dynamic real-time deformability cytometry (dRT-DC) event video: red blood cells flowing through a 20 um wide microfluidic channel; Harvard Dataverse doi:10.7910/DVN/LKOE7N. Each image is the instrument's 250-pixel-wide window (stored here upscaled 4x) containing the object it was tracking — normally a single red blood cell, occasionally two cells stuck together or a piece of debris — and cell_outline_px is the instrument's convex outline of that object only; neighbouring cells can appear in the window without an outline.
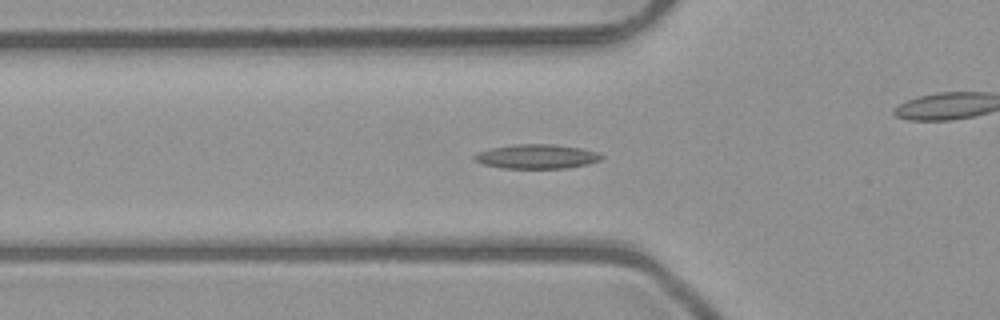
{"species": "common noctule bat (a hibernating species)", "species_latin": "Nyctalus noctula", "temperature_condition": "room temperature", "stored_images_in_passage": 54, "camera_frame_rate_fps": 3000, "um_per_image_px": 0.085, "animal": {"sex": "male", "body_mass_g": 23.1, "forearm_length_mm": 52.7}, "frame": {"image": 1, "passage_image": 19, "time_ms": 6.0, "image_size_px": [1000, 320], "cell_outline_px": [[604, 156], [600, 160], [588, 164], [568, 168], [504, 168], [484, 164], [472, 160], [472, 156], [480, 152], [492, 148], [516, 144], [552, 144], [580, 148], [596, 152]], "centroid_in_image_um": [45.62, 13.3], "position_along_channel_um": 80.2, "area_um2": 17.86}}
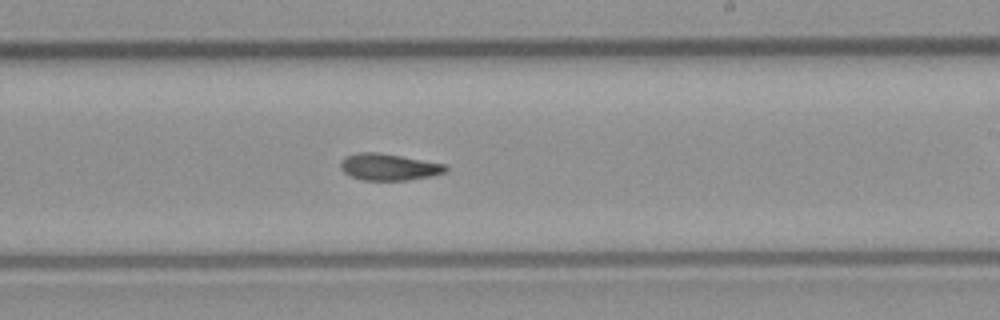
{"frame": {"image": 2, "passage_image": 32, "time_ms": 10.333, "image_size_px": [1000, 320], "cell_outline_px": [[448, 168], [444, 172], [432, 176], [408, 180], [364, 180], [352, 176], [344, 172], [340, 168], [340, 160], [344, 156], [356, 152], [380, 152], [444, 164]], "centroid_in_image_um": [33.0, 14.18], "position_along_channel_um": 256.0, "area_um2": 16.36}}
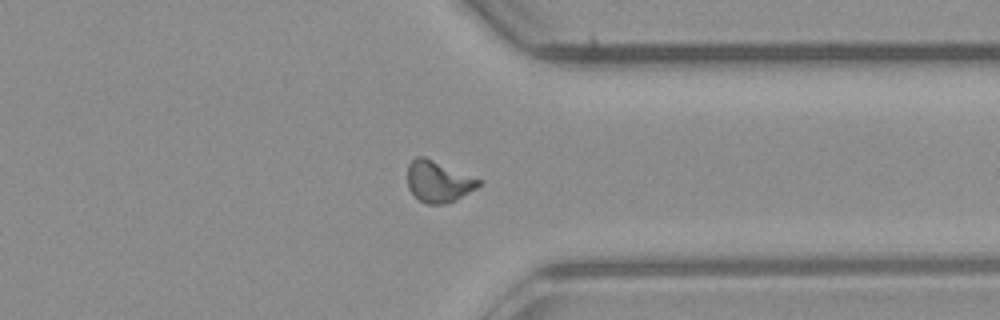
{"frame": {"image": 3, "passage_image": 41, "time_ms": 13.333, "image_size_px": [1000, 320], "cell_outline_px": [[484, 180], [476, 188], [456, 200], [444, 204], [428, 204], [420, 200], [408, 188], [408, 164], [416, 156], [424, 156]], "centroid_in_image_um": [37.28, 15.41], "position_along_channel_um": 374.1, "area_um2": 17.17}, "authors_computed_cell_mechanics": {"area_um2": 16.2996, "velocity_mm_per_s": 4.0277, "shape_relaxation_time_tau1_ms": null, "shape_relaxation_time_tau2_ms": 6.6308, "deformation_change_tau1": null, "deformation_change_tau2": 0.1346}}